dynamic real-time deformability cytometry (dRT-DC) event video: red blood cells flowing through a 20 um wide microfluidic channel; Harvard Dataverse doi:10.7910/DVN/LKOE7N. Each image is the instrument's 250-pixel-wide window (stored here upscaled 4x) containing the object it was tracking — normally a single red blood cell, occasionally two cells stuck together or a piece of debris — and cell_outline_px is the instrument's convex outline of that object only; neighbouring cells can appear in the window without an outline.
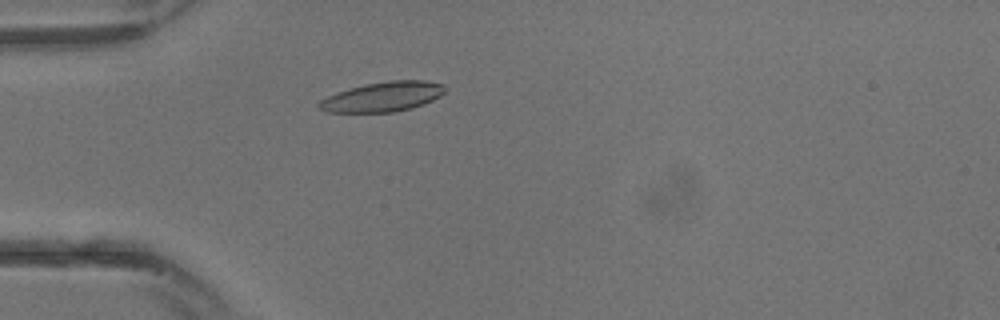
{"species": "common noctule bat (a hibernating species)", "species_latin": "Nyctalus noctula", "temperature_condition": "warm", "stored_images_in_passage": 15, "camera_frame_rate_fps": 3000, "um_per_image_px": 0.085, "animal": {"sex": "male", "body_mass_g": 13.3}, "frame": {"image": 1, "passage_image": 7, "time_ms": 2.0, "image_size_px": [1000, 320], "cell_outline_px": [[448, 88], [440, 96], [424, 104], [412, 108], [392, 112], [328, 112], [316, 108], [316, 104], [320, 100], [336, 92], [348, 88], [364, 84], [388, 80], [424, 80], [444, 84]], "centroid_in_image_um": [32.52, 8.21], "position_along_channel_um": 52.5, "area_um2": 22.14}}
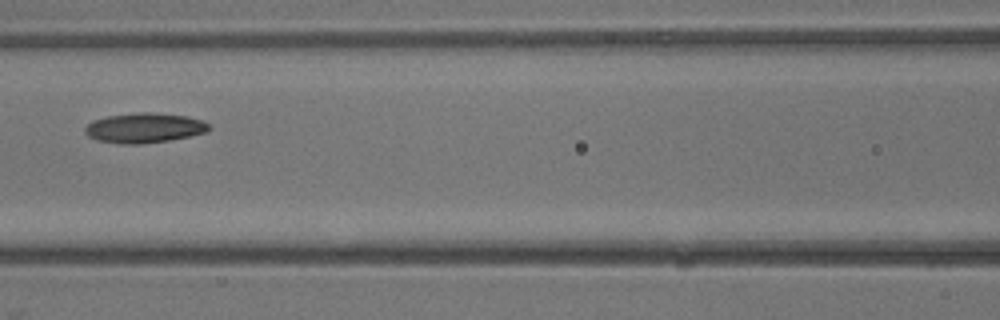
{"frame": {"image": 2, "passage_image": 12, "time_ms": 3.667, "image_size_px": [1000, 320], "cell_outline_px": [[212, 128], [208, 132], [172, 140], [140, 144], [120, 144], [96, 140], [88, 136], [84, 132], [84, 128], [92, 120], [108, 116], [140, 112], [148, 112], [188, 116], [200, 120], [208, 124]], "centroid_in_image_um": [12.27, 10.88], "position_along_channel_um": 154.3, "area_um2": 21.73}}
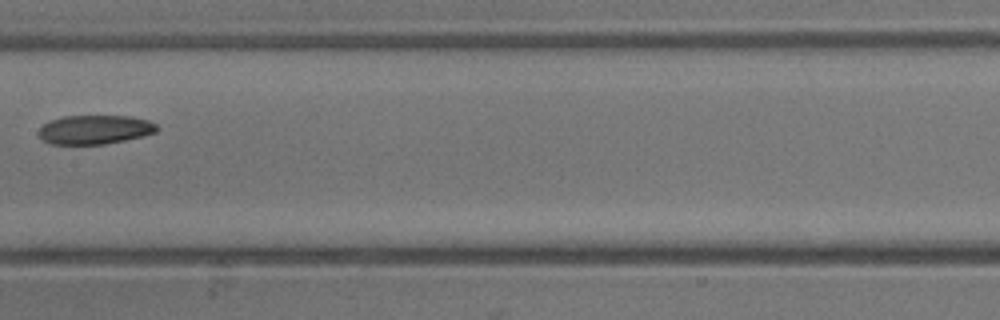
{"frame": {"image": 3, "passage_image": 14, "time_ms": 4.333, "image_size_px": [1000, 320], "cell_outline_px": [[160, 128], [156, 132], [144, 136], [104, 144], [48, 144], [40, 140], [40, 128], [48, 120], [64, 116], [128, 116], [148, 120], [156, 124]], "centroid_in_image_um": [8.05, 11.02], "position_along_channel_um": 199.3, "area_um2": 20.11}}